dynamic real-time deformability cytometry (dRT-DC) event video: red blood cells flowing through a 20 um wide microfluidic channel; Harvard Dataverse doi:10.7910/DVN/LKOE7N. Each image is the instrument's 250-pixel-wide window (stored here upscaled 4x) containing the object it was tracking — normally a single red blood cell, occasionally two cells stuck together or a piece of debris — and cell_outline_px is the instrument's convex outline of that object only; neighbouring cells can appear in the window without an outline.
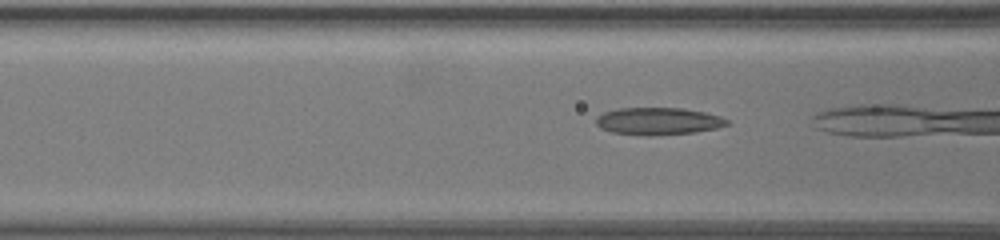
{"species": "common noctule bat (a hibernating species)", "species_latin": "Nyctalus noctula", "temperature_condition": "warm", "stored_images_in_passage": 4, "camera_frame_rate_fps": 3000, "um_per_image_px": 0.085, "animal": {"sex": "female", "body_mass_g": 19.5, "forearm_length_mm": 54.1}, "frame": {"image": 1, "passage_image": 3, "time_ms": 0.667, "image_size_px": [1000, 240], "cell_outline_px": [[728, 124], [716, 128], [692, 132], [652, 136], [644, 136], [612, 132], [600, 128], [596, 124], [596, 116], [604, 112], [616, 108], [680, 108], [704, 112], [720, 116], [728, 120]], "centroid_in_image_um": [55.89, 10.3], "position_along_channel_um": 110.7, "area_um2": 20.81}}